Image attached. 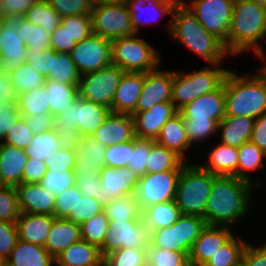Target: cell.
<instances>
[{"label":"cell","mask_w":266,"mask_h":266,"mask_svg":"<svg viewBox=\"0 0 266 266\" xmlns=\"http://www.w3.org/2000/svg\"><path fill=\"white\" fill-rule=\"evenodd\" d=\"M77 43L72 40L67 27L60 24L52 33L50 39V48L56 52L70 53Z\"/></svg>","instance_id":"003e7915"},{"label":"cell","mask_w":266,"mask_h":266,"mask_svg":"<svg viewBox=\"0 0 266 266\" xmlns=\"http://www.w3.org/2000/svg\"><path fill=\"white\" fill-rule=\"evenodd\" d=\"M263 61L266 60V55L262 58ZM266 62V61H265ZM264 65L261 66V68L266 72V63H263Z\"/></svg>","instance_id":"b9fcfbb0"},{"label":"cell","mask_w":266,"mask_h":266,"mask_svg":"<svg viewBox=\"0 0 266 266\" xmlns=\"http://www.w3.org/2000/svg\"><path fill=\"white\" fill-rule=\"evenodd\" d=\"M52 58H54V49L49 48L37 55L27 54L26 64L33 67L39 74L46 78L51 71Z\"/></svg>","instance_id":"a7ac6f4b"},{"label":"cell","mask_w":266,"mask_h":266,"mask_svg":"<svg viewBox=\"0 0 266 266\" xmlns=\"http://www.w3.org/2000/svg\"><path fill=\"white\" fill-rule=\"evenodd\" d=\"M75 144V173L100 174L105 164L106 146L93 136H85L74 141Z\"/></svg>","instance_id":"cb8c5ba5"},{"label":"cell","mask_w":266,"mask_h":266,"mask_svg":"<svg viewBox=\"0 0 266 266\" xmlns=\"http://www.w3.org/2000/svg\"><path fill=\"white\" fill-rule=\"evenodd\" d=\"M233 235L230 227L206 225L189 252L190 266H203Z\"/></svg>","instance_id":"ffe728a7"},{"label":"cell","mask_w":266,"mask_h":266,"mask_svg":"<svg viewBox=\"0 0 266 266\" xmlns=\"http://www.w3.org/2000/svg\"><path fill=\"white\" fill-rule=\"evenodd\" d=\"M155 140L135 138L134 151H131L127 168L131 169L139 178L147 174V161Z\"/></svg>","instance_id":"11a10c76"},{"label":"cell","mask_w":266,"mask_h":266,"mask_svg":"<svg viewBox=\"0 0 266 266\" xmlns=\"http://www.w3.org/2000/svg\"><path fill=\"white\" fill-rule=\"evenodd\" d=\"M242 264L244 266H266V243L254 247L248 242L243 251Z\"/></svg>","instance_id":"8c879c8a"},{"label":"cell","mask_w":266,"mask_h":266,"mask_svg":"<svg viewBox=\"0 0 266 266\" xmlns=\"http://www.w3.org/2000/svg\"><path fill=\"white\" fill-rule=\"evenodd\" d=\"M100 183L111 199L136 193L139 177L129 168L104 166L100 169Z\"/></svg>","instance_id":"4316f807"},{"label":"cell","mask_w":266,"mask_h":266,"mask_svg":"<svg viewBox=\"0 0 266 266\" xmlns=\"http://www.w3.org/2000/svg\"><path fill=\"white\" fill-rule=\"evenodd\" d=\"M234 235L203 266H237L248 241Z\"/></svg>","instance_id":"7bdbcfd3"},{"label":"cell","mask_w":266,"mask_h":266,"mask_svg":"<svg viewBox=\"0 0 266 266\" xmlns=\"http://www.w3.org/2000/svg\"><path fill=\"white\" fill-rule=\"evenodd\" d=\"M39 0H0V20L22 18Z\"/></svg>","instance_id":"be15d7a7"},{"label":"cell","mask_w":266,"mask_h":266,"mask_svg":"<svg viewBox=\"0 0 266 266\" xmlns=\"http://www.w3.org/2000/svg\"><path fill=\"white\" fill-rule=\"evenodd\" d=\"M206 225L203 217L183 214L172 226L152 231L150 246L189 254Z\"/></svg>","instance_id":"30bf717a"},{"label":"cell","mask_w":266,"mask_h":266,"mask_svg":"<svg viewBox=\"0 0 266 266\" xmlns=\"http://www.w3.org/2000/svg\"><path fill=\"white\" fill-rule=\"evenodd\" d=\"M265 41L266 6L255 0H234L228 39L224 44L229 55L238 56L252 50L262 59L266 55Z\"/></svg>","instance_id":"7a4b0ae2"},{"label":"cell","mask_w":266,"mask_h":266,"mask_svg":"<svg viewBox=\"0 0 266 266\" xmlns=\"http://www.w3.org/2000/svg\"><path fill=\"white\" fill-rule=\"evenodd\" d=\"M131 151H134V140L106 147L105 166L113 168L127 167Z\"/></svg>","instance_id":"94428289"},{"label":"cell","mask_w":266,"mask_h":266,"mask_svg":"<svg viewBox=\"0 0 266 266\" xmlns=\"http://www.w3.org/2000/svg\"><path fill=\"white\" fill-rule=\"evenodd\" d=\"M51 153L49 158L45 159L47 170L58 172L74 171L76 164L74 142H68L61 149Z\"/></svg>","instance_id":"db71d44e"},{"label":"cell","mask_w":266,"mask_h":266,"mask_svg":"<svg viewBox=\"0 0 266 266\" xmlns=\"http://www.w3.org/2000/svg\"><path fill=\"white\" fill-rule=\"evenodd\" d=\"M237 152L239 161L237 178L248 181L256 187H261L263 183L261 181L254 183L249 172H253L264 167V159H266L265 152L251 141L245 142L239 146L237 148Z\"/></svg>","instance_id":"d590c367"},{"label":"cell","mask_w":266,"mask_h":266,"mask_svg":"<svg viewBox=\"0 0 266 266\" xmlns=\"http://www.w3.org/2000/svg\"><path fill=\"white\" fill-rule=\"evenodd\" d=\"M80 75L98 71L112 64V41L91 34L70 52Z\"/></svg>","instance_id":"9a60e30c"},{"label":"cell","mask_w":266,"mask_h":266,"mask_svg":"<svg viewBox=\"0 0 266 266\" xmlns=\"http://www.w3.org/2000/svg\"><path fill=\"white\" fill-rule=\"evenodd\" d=\"M4 105V103L2 101H0V110H1V107Z\"/></svg>","instance_id":"deb4b68c"},{"label":"cell","mask_w":266,"mask_h":266,"mask_svg":"<svg viewBox=\"0 0 266 266\" xmlns=\"http://www.w3.org/2000/svg\"><path fill=\"white\" fill-rule=\"evenodd\" d=\"M27 160L24 149L0 142V185L16 187L23 183Z\"/></svg>","instance_id":"484cf974"},{"label":"cell","mask_w":266,"mask_h":266,"mask_svg":"<svg viewBox=\"0 0 266 266\" xmlns=\"http://www.w3.org/2000/svg\"><path fill=\"white\" fill-rule=\"evenodd\" d=\"M18 33V19L0 20V73L4 75L26 63L28 48Z\"/></svg>","instance_id":"2e32d148"},{"label":"cell","mask_w":266,"mask_h":266,"mask_svg":"<svg viewBox=\"0 0 266 266\" xmlns=\"http://www.w3.org/2000/svg\"><path fill=\"white\" fill-rule=\"evenodd\" d=\"M76 187L83 196L93 197L98 202L105 205L112 199L107 196V192L102 188L100 183V174L75 173Z\"/></svg>","instance_id":"f907efd6"},{"label":"cell","mask_w":266,"mask_h":266,"mask_svg":"<svg viewBox=\"0 0 266 266\" xmlns=\"http://www.w3.org/2000/svg\"><path fill=\"white\" fill-rule=\"evenodd\" d=\"M238 162L237 148L219 143L210 151L208 163L199 165L213 175L237 177Z\"/></svg>","instance_id":"836d02e7"},{"label":"cell","mask_w":266,"mask_h":266,"mask_svg":"<svg viewBox=\"0 0 266 266\" xmlns=\"http://www.w3.org/2000/svg\"><path fill=\"white\" fill-rule=\"evenodd\" d=\"M9 78L18 95L26 91L37 90L45 83V77L26 63L18 66Z\"/></svg>","instance_id":"bcb514c9"},{"label":"cell","mask_w":266,"mask_h":266,"mask_svg":"<svg viewBox=\"0 0 266 266\" xmlns=\"http://www.w3.org/2000/svg\"><path fill=\"white\" fill-rule=\"evenodd\" d=\"M15 189L21 213L53 216L55 196L50 194L39 183H21Z\"/></svg>","instance_id":"603a6c76"},{"label":"cell","mask_w":266,"mask_h":266,"mask_svg":"<svg viewBox=\"0 0 266 266\" xmlns=\"http://www.w3.org/2000/svg\"><path fill=\"white\" fill-rule=\"evenodd\" d=\"M21 117L17 104H4L0 110V141Z\"/></svg>","instance_id":"89a4df30"},{"label":"cell","mask_w":266,"mask_h":266,"mask_svg":"<svg viewBox=\"0 0 266 266\" xmlns=\"http://www.w3.org/2000/svg\"><path fill=\"white\" fill-rule=\"evenodd\" d=\"M255 1H257V2L261 3L262 5L266 6V0H255Z\"/></svg>","instance_id":"979ff035"},{"label":"cell","mask_w":266,"mask_h":266,"mask_svg":"<svg viewBox=\"0 0 266 266\" xmlns=\"http://www.w3.org/2000/svg\"><path fill=\"white\" fill-rule=\"evenodd\" d=\"M6 266H55V258L43 246L18 240Z\"/></svg>","instance_id":"1f68e13d"},{"label":"cell","mask_w":266,"mask_h":266,"mask_svg":"<svg viewBox=\"0 0 266 266\" xmlns=\"http://www.w3.org/2000/svg\"><path fill=\"white\" fill-rule=\"evenodd\" d=\"M67 143L68 141L54 129L33 135L30 144L24 151L28 158L45 161L52 154V151L61 149Z\"/></svg>","instance_id":"8d00e7d4"},{"label":"cell","mask_w":266,"mask_h":266,"mask_svg":"<svg viewBox=\"0 0 266 266\" xmlns=\"http://www.w3.org/2000/svg\"><path fill=\"white\" fill-rule=\"evenodd\" d=\"M99 266H107L104 262H102Z\"/></svg>","instance_id":"67dfc351"},{"label":"cell","mask_w":266,"mask_h":266,"mask_svg":"<svg viewBox=\"0 0 266 266\" xmlns=\"http://www.w3.org/2000/svg\"><path fill=\"white\" fill-rule=\"evenodd\" d=\"M254 120L246 116H225L218 124L217 132H221L220 143L238 148L250 141Z\"/></svg>","instance_id":"4dcf8cb0"},{"label":"cell","mask_w":266,"mask_h":266,"mask_svg":"<svg viewBox=\"0 0 266 266\" xmlns=\"http://www.w3.org/2000/svg\"><path fill=\"white\" fill-rule=\"evenodd\" d=\"M25 117L27 127L34 135L54 130V117L51 114L22 116Z\"/></svg>","instance_id":"753ad0ef"},{"label":"cell","mask_w":266,"mask_h":266,"mask_svg":"<svg viewBox=\"0 0 266 266\" xmlns=\"http://www.w3.org/2000/svg\"><path fill=\"white\" fill-rule=\"evenodd\" d=\"M103 211L104 205L93 197L77 195V202L74 209L71 210L66 219L81 225L84 221L89 220Z\"/></svg>","instance_id":"816d5d0a"},{"label":"cell","mask_w":266,"mask_h":266,"mask_svg":"<svg viewBox=\"0 0 266 266\" xmlns=\"http://www.w3.org/2000/svg\"><path fill=\"white\" fill-rule=\"evenodd\" d=\"M155 141L174 151L185 162H188V160L186 161L187 156L185 152L189 151L192 145L188 140L182 116L179 113L162 126Z\"/></svg>","instance_id":"d6a6232c"},{"label":"cell","mask_w":266,"mask_h":266,"mask_svg":"<svg viewBox=\"0 0 266 266\" xmlns=\"http://www.w3.org/2000/svg\"><path fill=\"white\" fill-rule=\"evenodd\" d=\"M77 195L82 194L76 186L57 194L55 196L53 216L57 218H66L71 210L74 209L77 202Z\"/></svg>","instance_id":"e7e4bbea"},{"label":"cell","mask_w":266,"mask_h":266,"mask_svg":"<svg viewBox=\"0 0 266 266\" xmlns=\"http://www.w3.org/2000/svg\"><path fill=\"white\" fill-rule=\"evenodd\" d=\"M173 71H164L160 66L144 73L142 91L136 104L135 111H147L155 104L171 102L172 100Z\"/></svg>","instance_id":"e0dca14e"},{"label":"cell","mask_w":266,"mask_h":266,"mask_svg":"<svg viewBox=\"0 0 266 266\" xmlns=\"http://www.w3.org/2000/svg\"><path fill=\"white\" fill-rule=\"evenodd\" d=\"M170 21L167 31L174 40L198 54L209 65L223 63V58L229 54L224 43L199 23L186 4L177 5Z\"/></svg>","instance_id":"3957f363"},{"label":"cell","mask_w":266,"mask_h":266,"mask_svg":"<svg viewBox=\"0 0 266 266\" xmlns=\"http://www.w3.org/2000/svg\"><path fill=\"white\" fill-rule=\"evenodd\" d=\"M81 225L55 217L45 242V249L56 258L63 250L81 240Z\"/></svg>","instance_id":"f1b7e54d"},{"label":"cell","mask_w":266,"mask_h":266,"mask_svg":"<svg viewBox=\"0 0 266 266\" xmlns=\"http://www.w3.org/2000/svg\"><path fill=\"white\" fill-rule=\"evenodd\" d=\"M255 185L235 176L213 175L204 219L209 226H227L244 217L252 204Z\"/></svg>","instance_id":"6da1fadb"},{"label":"cell","mask_w":266,"mask_h":266,"mask_svg":"<svg viewBox=\"0 0 266 266\" xmlns=\"http://www.w3.org/2000/svg\"><path fill=\"white\" fill-rule=\"evenodd\" d=\"M128 6L132 25L135 33H139L140 27L147 23H158L164 15L173 16L174 10L177 5L185 4L183 0H124ZM146 11V12H145ZM151 11V12H148ZM149 14H148V13ZM147 13V14H145ZM161 17V18H160Z\"/></svg>","instance_id":"44dd1931"},{"label":"cell","mask_w":266,"mask_h":266,"mask_svg":"<svg viewBox=\"0 0 266 266\" xmlns=\"http://www.w3.org/2000/svg\"><path fill=\"white\" fill-rule=\"evenodd\" d=\"M239 75L229 70L224 78L226 116L256 119L266 113V72Z\"/></svg>","instance_id":"277c9868"},{"label":"cell","mask_w":266,"mask_h":266,"mask_svg":"<svg viewBox=\"0 0 266 266\" xmlns=\"http://www.w3.org/2000/svg\"><path fill=\"white\" fill-rule=\"evenodd\" d=\"M61 24L68 28L72 40H74L76 43L93 34L91 15L64 17L61 18Z\"/></svg>","instance_id":"680465c9"},{"label":"cell","mask_w":266,"mask_h":266,"mask_svg":"<svg viewBox=\"0 0 266 266\" xmlns=\"http://www.w3.org/2000/svg\"><path fill=\"white\" fill-rule=\"evenodd\" d=\"M178 113L182 120H215L219 124L226 116L224 81L217 90L189 102Z\"/></svg>","instance_id":"ac0fdd59"},{"label":"cell","mask_w":266,"mask_h":266,"mask_svg":"<svg viewBox=\"0 0 266 266\" xmlns=\"http://www.w3.org/2000/svg\"><path fill=\"white\" fill-rule=\"evenodd\" d=\"M104 212L109 221H143L142 210L134 194L112 199L104 205Z\"/></svg>","instance_id":"74e56055"},{"label":"cell","mask_w":266,"mask_h":266,"mask_svg":"<svg viewBox=\"0 0 266 266\" xmlns=\"http://www.w3.org/2000/svg\"><path fill=\"white\" fill-rule=\"evenodd\" d=\"M33 135L32 131L27 127L25 117L21 116L0 142L25 149L30 144Z\"/></svg>","instance_id":"6125c7cd"},{"label":"cell","mask_w":266,"mask_h":266,"mask_svg":"<svg viewBox=\"0 0 266 266\" xmlns=\"http://www.w3.org/2000/svg\"><path fill=\"white\" fill-rule=\"evenodd\" d=\"M23 18L34 25L40 26L50 35L61 24V16L46 0L36 2Z\"/></svg>","instance_id":"f6af8a7d"},{"label":"cell","mask_w":266,"mask_h":266,"mask_svg":"<svg viewBox=\"0 0 266 266\" xmlns=\"http://www.w3.org/2000/svg\"><path fill=\"white\" fill-rule=\"evenodd\" d=\"M182 215L175 200L149 205L141 212L143 222L152 231L172 226Z\"/></svg>","instance_id":"e575fe53"},{"label":"cell","mask_w":266,"mask_h":266,"mask_svg":"<svg viewBox=\"0 0 266 266\" xmlns=\"http://www.w3.org/2000/svg\"><path fill=\"white\" fill-rule=\"evenodd\" d=\"M15 222L0 221V257L5 261L18 242Z\"/></svg>","instance_id":"03108f58"},{"label":"cell","mask_w":266,"mask_h":266,"mask_svg":"<svg viewBox=\"0 0 266 266\" xmlns=\"http://www.w3.org/2000/svg\"><path fill=\"white\" fill-rule=\"evenodd\" d=\"M222 64L206 65L202 69L184 73L173 71L172 100L175 108L179 111L189 102L202 95L217 90L224 81L227 68Z\"/></svg>","instance_id":"52a82bcc"},{"label":"cell","mask_w":266,"mask_h":266,"mask_svg":"<svg viewBox=\"0 0 266 266\" xmlns=\"http://www.w3.org/2000/svg\"><path fill=\"white\" fill-rule=\"evenodd\" d=\"M139 34L112 41V64L124 72H149L157 69L161 60L156 48Z\"/></svg>","instance_id":"ba28073f"},{"label":"cell","mask_w":266,"mask_h":266,"mask_svg":"<svg viewBox=\"0 0 266 266\" xmlns=\"http://www.w3.org/2000/svg\"><path fill=\"white\" fill-rule=\"evenodd\" d=\"M152 242V230L143 221H109V230L99 247L104 257L119 248L148 249Z\"/></svg>","instance_id":"7c38bea8"},{"label":"cell","mask_w":266,"mask_h":266,"mask_svg":"<svg viewBox=\"0 0 266 266\" xmlns=\"http://www.w3.org/2000/svg\"><path fill=\"white\" fill-rule=\"evenodd\" d=\"M190 144L202 143L218 133V123L215 120H183Z\"/></svg>","instance_id":"9f6ffc18"},{"label":"cell","mask_w":266,"mask_h":266,"mask_svg":"<svg viewBox=\"0 0 266 266\" xmlns=\"http://www.w3.org/2000/svg\"><path fill=\"white\" fill-rule=\"evenodd\" d=\"M178 112L172 102H163L155 104L147 111L132 113L135 136L142 139L156 140L162 126Z\"/></svg>","instance_id":"d6986e66"},{"label":"cell","mask_w":266,"mask_h":266,"mask_svg":"<svg viewBox=\"0 0 266 266\" xmlns=\"http://www.w3.org/2000/svg\"><path fill=\"white\" fill-rule=\"evenodd\" d=\"M180 174L181 170H168L140 177L135 196L141 210L152 204L175 200Z\"/></svg>","instance_id":"5bb4252c"},{"label":"cell","mask_w":266,"mask_h":266,"mask_svg":"<svg viewBox=\"0 0 266 266\" xmlns=\"http://www.w3.org/2000/svg\"><path fill=\"white\" fill-rule=\"evenodd\" d=\"M115 0H89V2L94 6L97 4L109 3Z\"/></svg>","instance_id":"2a66077c"},{"label":"cell","mask_w":266,"mask_h":266,"mask_svg":"<svg viewBox=\"0 0 266 266\" xmlns=\"http://www.w3.org/2000/svg\"><path fill=\"white\" fill-rule=\"evenodd\" d=\"M48 96L45 86L19 94L17 107L21 116L50 114Z\"/></svg>","instance_id":"ee69618b"},{"label":"cell","mask_w":266,"mask_h":266,"mask_svg":"<svg viewBox=\"0 0 266 266\" xmlns=\"http://www.w3.org/2000/svg\"><path fill=\"white\" fill-rule=\"evenodd\" d=\"M143 83V72H124L115 91L111 112L131 115L135 111Z\"/></svg>","instance_id":"d4e9b609"},{"label":"cell","mask_w":266,"mask_h":266,"mask_svg":"<svg viewBox=\"0 0 266 266\" xmlns=\"http://www.w3.org/2000/svg\"><path fill=\"white\" fill-rule=\"evenodd\" d=\"M44 86L48 93L50 114L55 117L66 110L69 104L78 99V85H67L45 80Z\"/></svg>","instance_id":"f35d334b"},{"label":"cell","mask_w":266,"mask_h":266,"mask_svg":"<svg viewBox=\"0 0 266 266\" xmlns=\"http://www.w3.org/2000/svg\"><path fill=\"white\" fill-rule=\"evenodd\" d=\"M39 184L50 194L56 196L76 185V175L74 171L58 172L47 170Z\"/></svg>","instance_id":"f5cc1de1"},{"label":"cell","mask_w":266,"mask_h":266,"mask_svg":"<svg viewBox=\"0 0 266 266\" xmlns=\"http://www.w3.org/2000/svg\"><path fill=\"white\" fill-rule=\"evenodd\" d=\"M146 249L119 248L104 256L107 266H146Z\"/></svg>","instance_id":"c3c4849f"},{"label":"cell","mask_w":266,"mask_h":266,"mask_svg":"<svg viewBox=\"0 0 266 266\" xmlns=\"http://www.w3.org/2000/svg\"><path fill=\"white\" fill-rule=\"evenodd\" d=\"M250 141L266 153V113L254 120Z\"/></svg>","instance_id":"34e18365"},{"label":"cell","mask_w":266,"mask_h":266,"mask_svg":"<svg viewBox=\"0 0 266 266\" xmlns=\"http://www.w3.org/2000/svg\"><path fill=\"white\" fill-rule=\"evenodd\" d=\"M188 255L150 246L146 251V266H190Z\"/></svg>","instance_id":"7dc6e473"},{"label":"cell","mask_w":266,"mask_h":266,"mask_svg":"<svg viewBox=\"0 0 266 266\" xmlns=\"http://www.w3.org/2000/svg\"><path fill=\"white\" fill-rule=\"evenodd\" d=\"M18 31V36L28 48L27 54L37 55L50 48L51 35L23 17L18 18Z\"/></svg>","instance_id":"60d3db41"},{"label":"cell","mask_w":266,"mask_h":266,"mask_svg":"<svg viewBox=\"0 0 266 266\" xmlns=\"http://www.w3.org/2000/svg\"><path fill=\"white\" fill-rule=\"evenodd\" d=\"M47 172L45 161L28 158L23 172V183L38 184Z\"/></svg>","instance_id":"2644e50d"},{"label":"cell","mask_w":266,"mask_h":266,"mask_svg":"<svg viewBox=\"0 0 266 266\" xmlns=\"http://www.w3.org/2000/svg\"><path fill=\"white\" fill-rule=\"evenodd\" d=\"M80 76L70 53H61L54 50L51 71L48 73L45 80H52L67 85H78Z\"/></svg>","instance_id":"b9f144b4"},{"label":"cell","mask_w":266,"mask_h":266,"mask_svg":"<svg viewBox=\"0 0 266 266\" xmlns=\"http://www.w3.org/2000/svg\"><path fill=\"white\" fill-rule=\"evenodd\" d=\"M186 163L174 151L154 141L147 161V173L153 174L168 170H182Z\"/></svg>","instance_id":"ab89813d"},{"label":"cell","mask_w":266,"mask_h":266,"mask_svg":"<svg viewBox=\"0 0 266 266\" xmlns=\"http://www.w3.org/2000/svg\"><path fill=\"white\" fill-rule=\"evenodd\" d=\"M110 108L78 97L54 117L55 131L68 142L92 136L110 114Z\"/></svg>","instance_id":"5b68a950"},{"label":"cell","mask_w":266,"mask_h":266,"mask_svg":"<svg viewBox=\"0 0 266 266\" xmlns=\"http://www.w3.org/2000/svg\"><path fill=\"white\" fill-rule=\"evenodd\" d=\"M18 94L8 75L0 73V101L4 104H17Z\"/></svg>","instance_id":"11e5206c"},{"label":"cell","mask_w":266,"mask_h":266,"mask_svg":"<svg viewBox=\"0 0 266 266\" xmlns=\"http://www.w3.org/2000/svg\"><path fill=\"white\" fill-rule=\"evenodd\" d=\"M0 266H6V261L0 257Z\"/></svg>","instance_id":"09005b40"},{"label":"cell","mask_w":266,"mask_h":266,"mask_svg":"<svg viewBox=\"0 0 266 266\" xmlns=\"http://www.w3.org/2000/svg\"><path fill=\"white\" fill-rule=\"evenodd\" d=\"M20 214L15 187L0 185V221L15 222Z\"/></svg>","instance_id":"6f0895ef"},{"label":"cell","mask_w":266,"mask_h":266,"mask_svg":"<svg viewBox=\"0 0 266 266\" xmlns=\"http://www.w3.org/2000/svg\"><path fill=\"white\" fill-rule=\"evenodd\" d=\"M124 71L111 64L98 71L80 76L78 84L79 97L104 105L111 110L115 91Z\"/></svg>","instance_id":"8fae6325"},{"label":"cell","mask_w":266,"mask_h":266,"mask_svg":"<svg viewBox=\"0 0 266 266\" xmlns=\"http://www.w3.org/2000/svg\"><path fill=\"white\" fill-rule=\"evenodd\" d=\"M61 16L91 15L93 5L89 0H46Z\"/></svg>","instance_id":"91938a15"},{"label":"cell","mask_w":266,"mask_h":266,"mask_svg":"<svg viewBox=\"0 0 266 266\" xmlns=\"http://www.w3.org/2000/svg\"><path fill=\"white\" fill-rule=\"evenodd\" d=\"M92 33L113 41L135 33L124 0L94 5L91 11Z\"/></svg>","instance_id":"9c48e42d"},{"label":"cell","mask_w":266,"mask_h":266,"mask_svg":"<svg viewBox=\"0 0 266 266\" xmlns=\"http://www.w3.org/2000/svg\"><path fill=\"white\" fill-rule=\"evenodd\" d=\"M92 136L106 147L134 140L133 117L130 114L110 112Z\"/></svg>","instance_id":"7402d4cb"},{"label":"cell","mask_w":266,"mask_h":266,"mask_svg":"<svg viewBox=\"0 0 266 266\" xmlns=\"http://www.w3.org/2000/svg\"><path fill=\"white\" fill-rule=\"evenodd\" d=\"M212 182L213 174L198 163L187 162L182 167L175 195L176 204L182 214L204 218Z\"/></svg>","instance_id":"8992f818"},{"label":"cell","mask_w":266,"mask_h":266,"mask_svg":"<svg viewBox=\"0 0 266 266\" xmlns=\"http://www.w3.org/2000/svg\"><path fill=\"white\" fill-rule=\"evenodd\" d=\"M54 218L50 215L21 213L15 221L19 240L45 247Z\"/></svg>","instance_id":"83f0119b"},{"label":"cell","mask_w":266,"mask_h":266,"mask_svg":"<svg viewBox=\"0 0 266 266\" xmlns=\"http://www.w3.org/2000/svg\"><path fill=\"white\" fill-rule=\"evenodd\" d=\"M185 4L209 33L226 43L234 0H192L190 5Z\"/></svg>","instance_id":"4fadbf2b"},{"label":"cell","mask_w":266,"mask_h":266,"mask_svg":"<svg viewBox=\"0 0 266 266\" xmlns=\"http://www.w3.org/2000/svg\"><path fill=\"white\" fill-rule=\"evenodd\" d=\"M108 230L109 219L103 211L81 224V238L88 243L100 247Z\"/></svg>","instance_id":"681fc988"},{"label":"cell","mask_w":266,"mask_h":266,"mask_svg":"<svg viewBox=\"0 0 266 266\" xmlns=\"http://www.w3.org/2000/svg\"><path fill=\"white\" fill-rule=\"evenodd\" d=\"M103 259L98 246L81 239L55 258V266H99Z\"/></svg>","instance_id":"f546056e"}]
</instances>
